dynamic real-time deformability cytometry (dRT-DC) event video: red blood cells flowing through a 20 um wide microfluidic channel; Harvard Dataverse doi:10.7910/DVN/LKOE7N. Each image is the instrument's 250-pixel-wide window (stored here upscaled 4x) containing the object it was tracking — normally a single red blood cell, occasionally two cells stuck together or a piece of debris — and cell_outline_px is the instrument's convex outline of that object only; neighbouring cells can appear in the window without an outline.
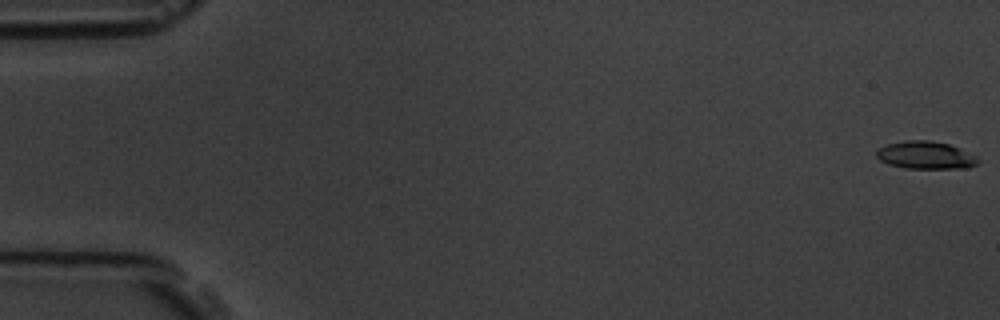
{"species": "common noctule bat (a hibernating species)", "species_latin": "Nyctalus noctula", "temperature_condition": "room temperature", "stored_images_in_passage": 7, "camera_frame_rate_fps": 3000, "um_per_image_px": 0.085, "animal": {"sex": "male", "body_mass_g": 19.5, "forearm_length_mm": 54.6}, "frame": {"image": 1, "passage_image": 1, "time_ms": 0.0, "image_size_px": [1000, 320], "cell_outline_px": [[980, 164], [968, 168], [904, 168], [888, 164], [880, 160], [876, 156], [876, 152], [880, 148], [888, 144], [908, 140], [928, 140], [948, 144], [960, 148], [976, 156], [980, 160]], "centroid_in_image_um": [78.72, 13.2], "position_along_channel_um": 6.3, "area_um2": 16.36}}
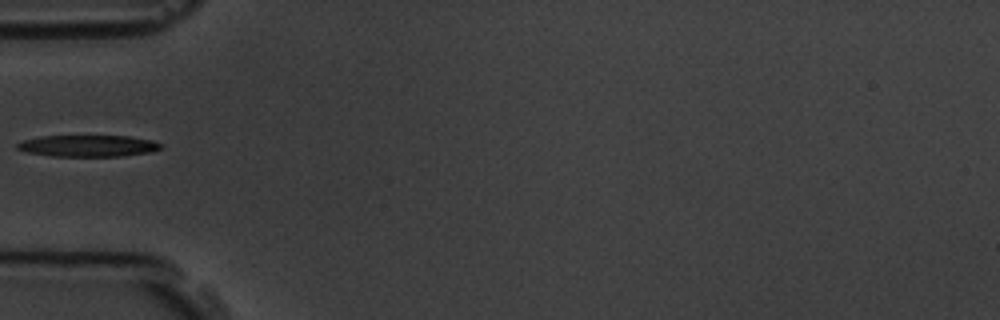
{"frame": {"image": 2, "passage_image": 6, "time_ms": 6.0, "image_size_px": [1000, 320], "cell_outline_px": [[164, 144], [160, 148], [152, 152], [124, 156], [52, 156], [28, 152], [16, 148], [16, 144], [24, 140], [40, 136], [128, 136], [152, 140]], "centroid_in_image_um": [7.52, 12.4], "position_along_channel_um": 77.5, "area_um2": 18.03}}
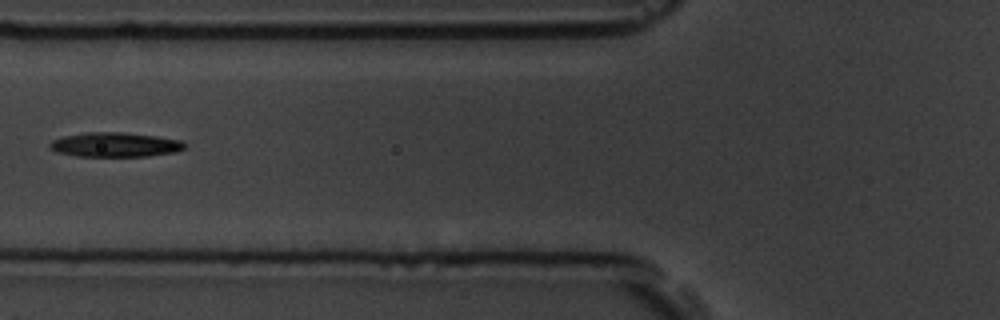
{"frame": {"image": 3, "passage_image": 7, "time_ms": 7.0, "image_size_px": [1000, 320], "cell_outline_px": [[188, 148], [176, 152], [148, 156], [76, 156], [56, 152], [48, 148], [48, 144], [52, 140], [64, 136], [88, 132], [124, 132], [156, 136], [180, 140]], "centroid_in_image_um": [9.77, 12.3], "position_along_channel_um": 116.0, "area_um2": 19.36}}